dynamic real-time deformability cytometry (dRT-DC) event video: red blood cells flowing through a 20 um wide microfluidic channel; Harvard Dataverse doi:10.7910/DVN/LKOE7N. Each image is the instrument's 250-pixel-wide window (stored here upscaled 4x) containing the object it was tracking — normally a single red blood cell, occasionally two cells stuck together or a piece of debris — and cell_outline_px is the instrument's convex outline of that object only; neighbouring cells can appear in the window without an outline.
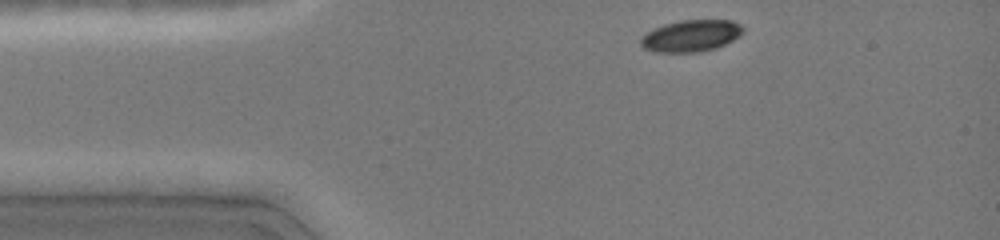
{"species": "common noctule bat (a hibernating species)", "species_latin": "Nyctalus noctula", "temperature_condition": "cold", "stored_images_in_passage": 28, "camera_frame_rate_fps": 3000, "um_per_image_px": 0.085, "animal": {"sex": "female", "body_mass_g": 19.0, "forearm_length_mm": 51.5}, "frame": {"image": 1, "passage_image": 1, "time_ms": 0.0, "image_size_px": [1000, 240], "cell_outline_px": [[744, 32], [740, 36], [716, 48], [700, 52], [652, 52], [644, 48], [640, 44], [640, 36], [652, 28], [664, 24], [680, 20], [732, 20], [740, 24], [744, 28]], "centroid_in_image_um": [58.71, 3.04], "position_along_channel_um": 26.3, "area_um2": 19.19}}
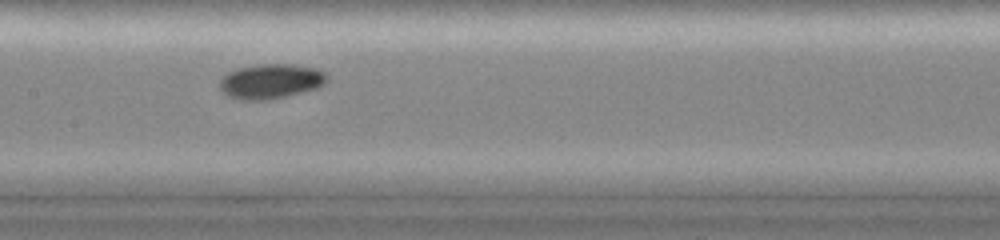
{"frame": {"image": 2, "passage_image": 11, "time_ms": 5.0, "image_size_px": [1000, 240], "cell_outline_px": [[328, 80], [324, 84], [316, 88], [268, 100], [236, 100], [228, 96], [220, 88], [220, 80], [228, 72], [236, 68], [260, 64], [292, 64], [316, 68], [328, 72]], "centroid_in_image_um": [23.03, 6.9], "position_along_channel_um": 184.4, "area_um2": 21.85}}
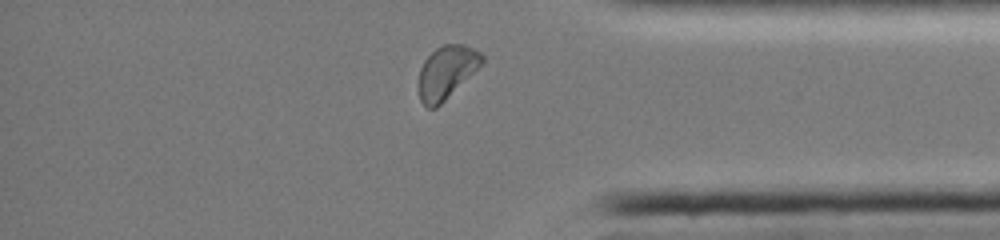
{"frame": {"image": 3, "passage_image": 24, "time_ms": 10.333, "image_size_px": [1000, 240], "cell_outline_px": [[484, 60], [436, 108], [428, 108], [420, 100], [420, 68], [424, 60], [436, 48], [444, 44], [464, 44], [480, 52], [484, 56]], "centroid_in_image_um": [37.94, 6.1], "position_along_channel_um": 397.3, "area_um2": 18.73}}